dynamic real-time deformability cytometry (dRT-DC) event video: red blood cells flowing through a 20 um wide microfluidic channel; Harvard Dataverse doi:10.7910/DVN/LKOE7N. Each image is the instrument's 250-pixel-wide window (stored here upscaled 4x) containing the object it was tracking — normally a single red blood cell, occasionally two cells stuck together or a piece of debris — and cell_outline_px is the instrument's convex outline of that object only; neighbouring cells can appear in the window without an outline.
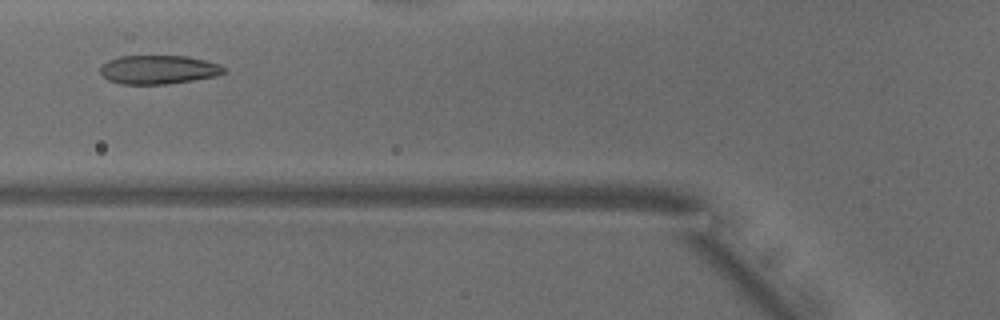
{"species": "common noctule bat (a hibernating species)", "species_latin": "Nyctalus noctula", "temperature_condition": "warm", "stored_images_in_passage": 31, "camera_frame_rate_fps": 3000, "um_per_image_px": 0.085, "animal": {"sex": "male", "body_mass_g": 18.8}, "frame": {"image": 1, "passage_image": 11, "time_ms": 3.333, "image_size_px": [1000, 320], "cell_outline_px": [[228, 72], [216, 76], [168, 84], [120, 84], [108, 80], [100, 72], [100, 68], [108, 60], [120, 56], [188, 56], [220, 64], [228, 68]], "centroid_in_image_um": [13.52, 5.92], "position_along_channel_um": 112.3, "area_um2": 20.87}}
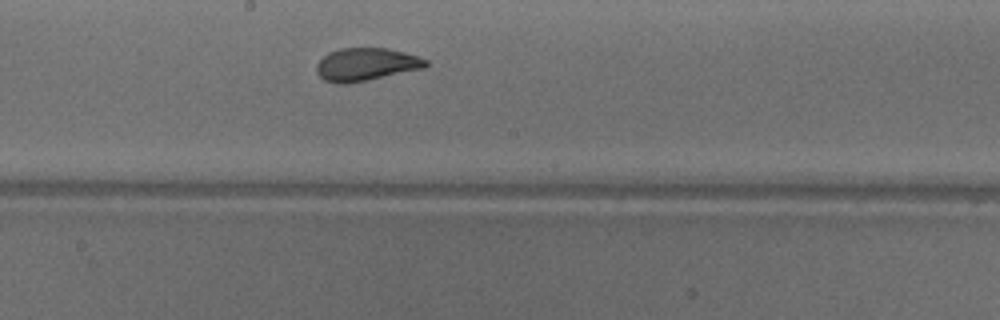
{"frame": {"image": 2, "passage_image": 19, "time_ms": 6.0, "image_size_px": [1000, 320], "cell_outline_px": [[428, 64], [424, 68], [348, 84], [336, 84], [324, 80], [316, 72], [316, 64], [328, 52], [340, 48], [388, 48], [420, 56], [428, 60]], "centroid_in_image_um": [31.11, 5.47], "position_along_channel_um": 217.1, "area_um2": 21.04}}
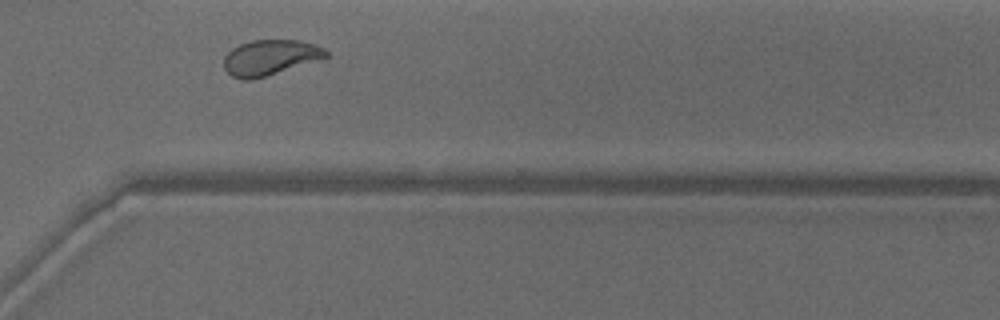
{"frame": {"image": 3, "passage_image": 29, "time_ms": 9.333, "image_size_px": [1000, 320], "cell_outline_px": [[328, 56], [252, 80], [240, 80], [232, 76], [224, 68], [224, 56], [232, 48], [240, 44], [252, 40], [300, 40], [324, 48], [328, 52]], "centroid_in_image_um": [22.9, 4.88], "position_along_channel_um": 347.7, "area_um2": 20.69}, "authors_computed_cell_mechanics": {"area_um2": 21.1548, "velocity_mm_per_s": 3.9223, "shape_relaxation_time_tau1_ms": 3.9036, "shape_relaxation_time_tau2_ms": 0.9318, "deformation_change_tau1": 0.1522, "deformation_change_tau2": 0.0684}}